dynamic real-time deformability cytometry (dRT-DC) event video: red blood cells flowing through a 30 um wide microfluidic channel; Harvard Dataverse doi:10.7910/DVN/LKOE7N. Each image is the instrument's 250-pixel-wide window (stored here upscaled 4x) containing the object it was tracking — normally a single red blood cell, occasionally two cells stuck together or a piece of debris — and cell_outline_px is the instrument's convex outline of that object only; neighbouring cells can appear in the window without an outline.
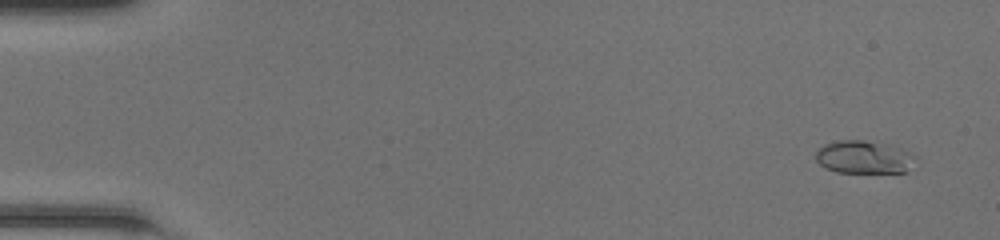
{"species": "common noctule bat (a hibernating species)", "species_latin": "Nyctalus noctula", "temperature_condition": "room temperature", "stored_images_in_passage": 49, "camera_frame_rate_fps": 3000, "um_per_image_px": 0.085, "animal": {"sex": "female", "body_mass_g": 20.0, "forearm_length_mm": 54.0}, "frame": {"image": 1, "passage_image": 3, "time_ms": 0.667, "image_size_px": [1000, 240], "cell_outline_px": [[916, 156], [904, 172], [836, 172], [824, 168], [816, 160], [816, 152], [824, 144], [836, 140], [860, 140], [888, 144], [900, 148]], "centroid_in_image_um": [73.36, 13.34], "position_along_channel_um": 11.6, "area_um2": 18.84}}
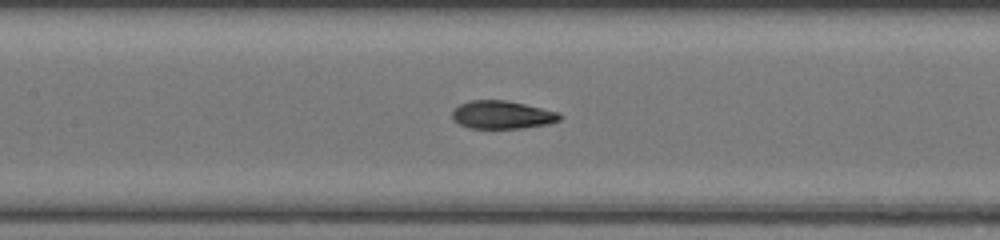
{"frame": {"image": 2, "passage_image": 24, "time_ms": 7.667, "image_size_px": [1000, 240], "cell_outline_px": [[560, 120], [548, 124], [520, 128], [468, 128], [452, 120], [452, 112], [460, 104], [468, 100], [504, 100], [524, 104], [560, 112]], "centroid_in_image_um": [42.66, 9.76], "position_along_channel_um": 164.7, "area_um2": 17.51}}
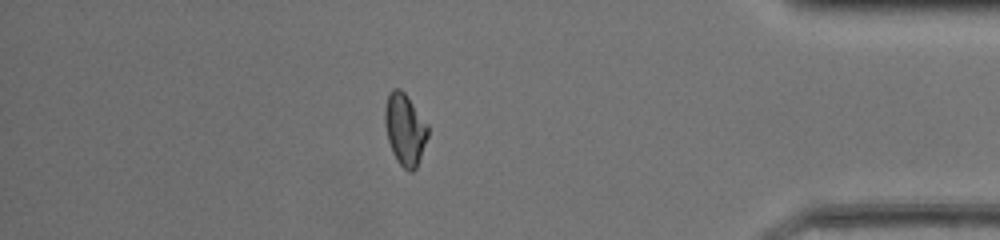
{"frame": {"image": 3, "passage_image": 43, "time_ms": 14.0, "image_size_px": [1000, 240], "cell_outline_px": [[428, 136], [416, 168], [412, 172], [408, 172], [396, 160], [392, 152], [388, 140], [384, 124], [384, 108], [388, 96], [392, 88], [400, 88], [404, 92], [428, 124]], "centroid_in_image_um": [34.4, 10.99], "position_along_channel_um": 400.8, "area_um2": 17.98}, "authors_computed_cell_mechanics": {"area_um2": 17.8602, "velocity_mm_per_s": 4.2785, "shape_relaxation_time_tau1_ms": 6.8448, "shape_relaxation_time_tau2_ms": 0.5866, "deformation_change_tau1": 0.2579, "deformation_change_tau2": 0.0523}}